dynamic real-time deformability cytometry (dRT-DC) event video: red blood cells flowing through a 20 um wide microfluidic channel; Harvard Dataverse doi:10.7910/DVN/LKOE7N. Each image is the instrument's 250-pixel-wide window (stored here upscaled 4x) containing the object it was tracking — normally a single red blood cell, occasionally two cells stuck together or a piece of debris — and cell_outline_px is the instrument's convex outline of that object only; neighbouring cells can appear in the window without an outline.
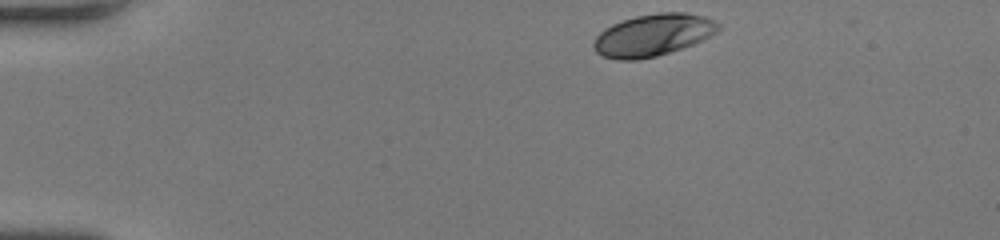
{"species": "human", "species_latin": "Homo sapiens", "temperature_condition": "room temperature", "stored_images_in_passage": 42, "camera_frame_rate_fps": 3000, "um_per_image_px": 0.085, "donor": {"sex": "female"}, "frame": {"image": 1, "passage_image": 1, "time_ms": 0.0, "image_size_px": [1000, 240], "cell_outline_px": [[720, 28], [712, 36], [692, 44], [656, 56], [636, 60], [616, 60], [604, 56], [596, 52], [592, 44], [596, 36], [604, 28], [612, 24], [636, 16], [660, 12], [684, 12], [704, 16], [720, 24]], "centroid_in_image_um": [55.49, 2.98], "position_along_channel_um": 29.5, "area_um2": 30.4}}
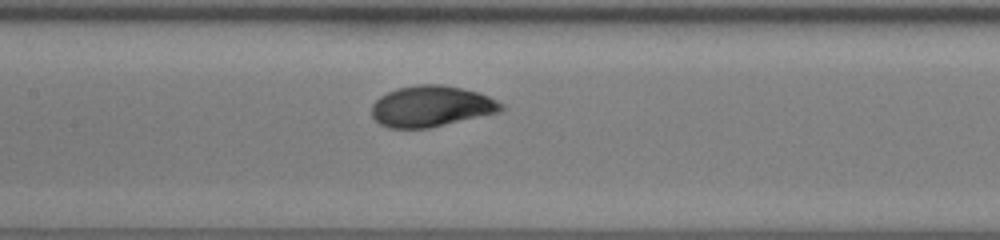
{"frame": {"image": 2, "passage_image": 17, "time_ms": 5.333, "image_size_px": [1000, 240], "cell_outline_px": [[504, 108], [500, 112], [428, 128], [388, 128], [380, 124], [372, 116], [372, 104], [380, 96], [396, 88], [416, 84], [440, 84], [460, 88], [476, 92], [488, 96], [504, 104]], "centroid_in_image_um": [36.64, 9.03], "position_along_channel_um": 170.8, "area_um2": 30.87}}
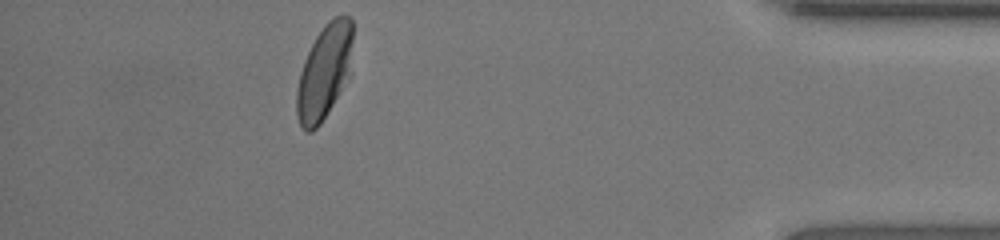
{"frame": {"image": 3, "passage_image": 37, "time_ms": 12.0, "image_size_px": [1000, 240], "cell_outline_px": [[352, 76], [320, 124], [312, 132], [304, 132], [300, 128], [296, 116], [296, 92], [300, 72], [304, 60], [316, 36], [324, 24], [328, 20], [344, 12], [352, 16]], "centroid_in_image_um": [27.6, 6.11], "position_along_channel_um": 407.6, "area_um2": 31.96}, "authors_computed_cell_mechanics": {"area_um2": 30.9519, "velocity_mm_per_s": 4.2071, "shape_relaxation_time_tau1_ms": 3.0068, "shape_relaxation_time_tau2_ms": null, "deformation_change_tau1": 0.1818, "deformation_change_tau2": null}}